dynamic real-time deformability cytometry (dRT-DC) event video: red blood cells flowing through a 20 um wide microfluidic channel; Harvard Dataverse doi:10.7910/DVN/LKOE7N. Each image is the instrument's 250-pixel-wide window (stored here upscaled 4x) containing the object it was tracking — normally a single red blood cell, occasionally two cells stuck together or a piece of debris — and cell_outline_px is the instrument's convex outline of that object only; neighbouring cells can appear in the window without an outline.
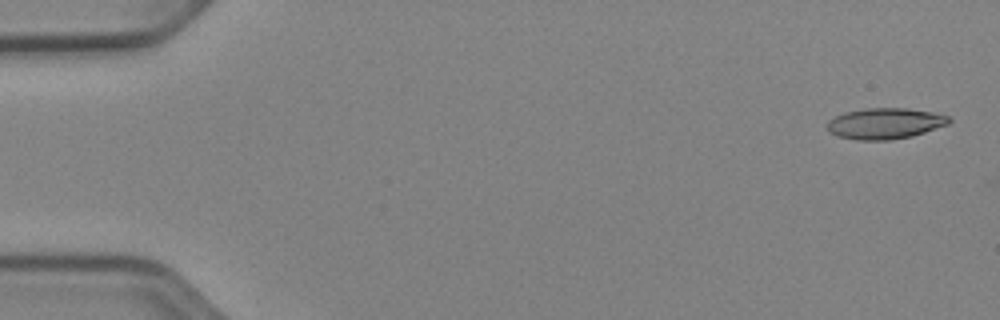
{"species": "Egyptian fruit bat (a non-hibernating species)", "species_latin": "Rousettus aegyptiacus", "temperature_condition": "cold", "stored_images_in_passage": 52, "camera_frame_rate_fps": 3000, "um_per_image_px": 0.085, "animal": {"sex": "female"}, "frame": {"image": 1, "passage_image": 2, "time_ms": 0.333, "image_size_px": [1000, 320], "cell_outline_px": [[952, 120], [948, 124], [912, 136], [888, 140], [856, 140], [836, 136], [828, 132], [828, 120], [844, 112], [868, 108], [908, 108], [932, 112], [948, 116]], "centroid_in_image_um": [75.2, 10.5], "position_along_channel_um": 9.8, "area_um2": 21.96}}
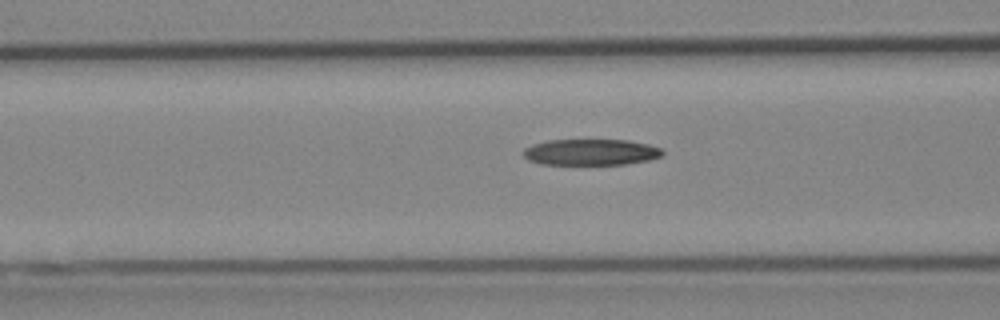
{"frame": {"image": 2, "passage_image": 21, "time_ms": 6.667, "image_size_px": [1000, 320], "cell_outline_px": [[664, 156], [652, 160], [624, 164], [540, 164], [528, 160], [524, 156], [524, 148], [532, 144], [548, 140], [628, 140], [648, 144], [660, 148], [664, 152]], "centroid_in_image_um": [50.25, 12.93], "position_along_channel_um": 116.3, "area_um2": 21.33}}
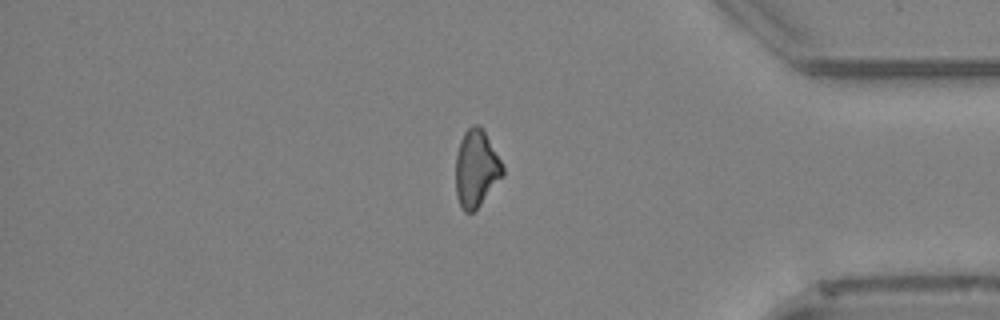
{"frame": {"image": 3, "passage_image": 44, "time_ms": 14.333, "image_size_px": [1000, 320], "cell_outline_px": [[504, 176], [480, 204], [472, 212], [464, 212], [456, 196], [456, 156], [460, 140], [464, 132], [472, 124], [480, 124], [484, 128], [504, 168]], "centroid_in_image_um": [40.49, 14.28], "position_along_channel_um": 394.7, "area_um2": 21.21}}